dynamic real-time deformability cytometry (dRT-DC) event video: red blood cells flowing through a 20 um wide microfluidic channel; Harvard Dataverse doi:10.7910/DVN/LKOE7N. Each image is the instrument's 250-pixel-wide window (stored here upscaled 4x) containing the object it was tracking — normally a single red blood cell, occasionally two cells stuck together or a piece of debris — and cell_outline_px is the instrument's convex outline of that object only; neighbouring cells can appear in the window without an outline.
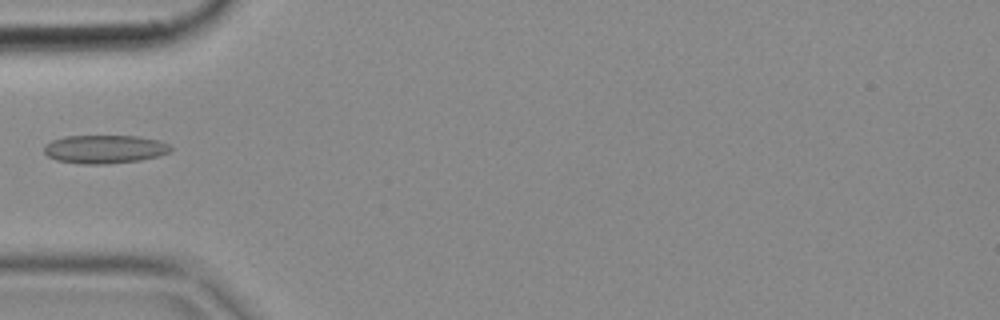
{"species": "common noctule bat (a hibernating species)", "species_latin": "Nyctalus noctula", "temperature_condition": "cold", "stored_images_in_passage": 5, "camera_frame_rate_fps": 3000, "um_per_image_px": 0.085, "animal": {"sex": "female", "body_mass_g": 18.4}, "frame": {"image": 1, "passage_image": 5, "time_ms": 1.333, "image_size_px": [1000, 320], "cell_outline_px": [[172, 148], [168, 152], [160, 156], [140, 160], [104, 164], [80, 164], [56, 160], [48, 156], [44, 152], [44, 144], [52, 140], [64, 136], [136, 136], [160, 140], [168, 144]], "centroid_in_image_um": [8.88, 12.68], "position_along_channel_um": 76.1, "area_um2": 21.04}}